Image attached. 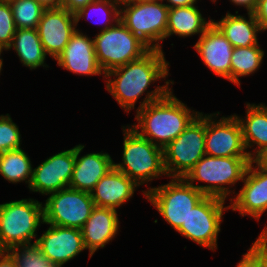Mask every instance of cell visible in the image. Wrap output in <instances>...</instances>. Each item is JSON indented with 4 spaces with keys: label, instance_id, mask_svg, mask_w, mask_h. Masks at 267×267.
Instances as JSON below:
<instances>
[{
    "label": "cell",
    "instance_id": "8",
    "mask_svg": "<svg viewBox=\"0 0 267 267\" xmlns=\"http://www.w3.org/2000/svg\"><path fill=\"white\" fill-rule=\"evenodd\" d=\"M169 8L162 0L120 5V21L151 49L162 51L166 40Z\"/></svg>",
    "mask_w": 267,
    "mask_h": 267
},
{
    "label": "cell",
    "instance_id": "12",
    "mask_svg": "<svg viewBox=\"0 0 267 267\" xmlns=\"http://www.w3.org/2000/svg\"><path fill=\"white\" fill-rule=\"evenodd\" d=\"M205 154L214 157H249L242 128L234 114L205 113Z\"/></svg>",
    "mask_w": 267,
    "mask_h": 267
},
{
    "label": "cell",
    "instance_id": "19",
    "mask_svg": "<svg viewBox=\"0 0 267 267\" xmlns=\"http://www.w3.org/2000/svg\"><path fill=\"white\" fill-rule=\"evenodd\" d=\"M120 214L121 211L111 208L98 206L93 208L90 217L81 228L84 246L89 252V259L99 249H104L107 244H111L120 234V229H122L120 228Z\"/></svg>",
    "mask_w": 267,
    "mask_h": 267
},
{
    "label": "cell",
    "instance_id": "25",
    "mask_svg": "<svg viewBox=\"0 0 267 267\" xmlns=\"http://www.w3.org/2000/svg\"><path fill=\"white\" fill-rule=\"evenodd\" d=\"M10 51H14L21 66L31 71L40 67L46 70L50 68L49 63H46L49 56L42 46L37 29H16L12 43L5 52Z\"/></svg>",
    "mask_w": 267,
    "mask_h": 267
},
{
    "label": "cell",
    "instance_id": "6",
    "mask_svg": "<svg viewBox=\"0 0 267 267\" xmlns=\"http://www.w3.org/2000/svg\"><path fill=\"white\" fill-rule=\"evenodd\" d=\"M205 195L184 178H169L167 183L146 192V199L165 223L176 232L186 222L191 210Z\"/></svg>",
    "mask_w": 267,
    "mask_h": 267
},
{
    "label": "cell",
    "instance_id": "31",
    "mask_svg": "<svg viewBox=\"0 0 267 267\" xmlns=\"http://www.w3.org/2000/svg\"><path fill=\"white\" fill-rule=\"evenodd\" d=\"M22 134L9 113L0 115V153L21 148Z\"/></svg>",
    "mask_w": 267,
    "mask_h": 267
},
{
    "label": "cell",
    "instance_id": "4",
    "mask_svg": "<svg viewBox=\"0 0 267 267\" xmlns=\"http://www.w3.org/2000/svg\"><path fill=\"white\" fill-rule=\"evenodd\" d=\"M251 161L250 157L204 155L184 179L205 196L230 201L237 192L236 187L242 183Z\"/></svg>",
    "mask_w": 267,
    "mask_h": 267
},
{
    "label": "cell",
    "instance_id": "18",
    "mask_svg": "<svg viewBox=\"0 0 267 267\" xmlns=\"http://www.w3.org/2000/svg\"><path fill=\"white\" fill-rule=\"evenodd\" d=\"M193 44L202 63L214 76L231 82V57L233 46L212 23Z\"/></svg>",
    "mask_w": 267,
    "mask_h": 267
},
{
    "label": "cell",
    "instance_id": "7",
    "mask_svg": "<svg viewBox=\"0 0 267 267\" xmlns=\"http://www.w3.org/2000/svg\"><path fill=\"white\" fill-rule=\"evenodd\" d=\"M93 36L96 58L104 73L138 60L151 50L120 20Z\"/></svg>",
    "mask_w": 267,
    "mask_h": 267
},
{
    "label": "cell",
    "instance_id": "24",
    "mask_svg": "<svg viewBox=\"0 0 267 267\" xmlns=\"http://www.w3.org/2000/svg\"><path fill=\"white\" fill-rule=\"evenodd\" d=\"M200 7V5H194L169 9L166 40L173 36L181 40L193 36L199 38L212 24L211 16L207 14L205 17L204 8Z\"/></svg>",
    "mask_w": 267,
    "mask_h": 267
},
{
    "label": "cell",
    "instance_id": "1",
    "mask_svg": "<svg viewBox=\"0 0 267 267\" xmlns=\"http://www.w3.org/2000/svg\"><path fill=\"white\" fill-rule=\"evenodd\" d=\"M165 54L160 49H151L140 59L105 73V90L127 115L162 99L173 89L175 81L168 79L172 75L171 65Z\"/></svg>",
    "mask_w": 267,
    "mask_h": 267
},
{
    "label": "cell",
    "instance_id": "38",
    "mask_svg": "<svg viewBox=\"0 0 267 267\" xmlns=\"http://www.w3.org/2000/svg\"><path fill=\"white\" fill-rule=\"evenodd\" d=\"M169 9L198 5L202 0H162Z\"/></svg>",
    "mask_w": 267,
    "mask_h": 267
},
{
    "label": "cell",
    "instance_id": "43",
    "mask_svg": "<svg viewBox=\"0 0 267 267\" xmlns=\"http://www.w3.org/2000/svg\"><path fill=\"white\" fill-rule=\"evenodd\" d=\"M113 1H115L116 3L121 5L123 3L130 2V1H133V0H113Z\"/></svg>",
    "mask_w": 267,
    "mask_h": 267
},
{
    "label": "cell",
    "instance_id": "46",
    "mask_svg": "<svg viewBox=\"0 0 267 267\" xmlns=\"http://www.w3.org/2000/svg\"><path fill=\"white\" fill-rule=\"evenodd\" d=\"M210 2H211L212 4H215V5H217V3H218V0H210Z\"/></svg>",
    "mask_w": 267,
    "mask_h": 267
},
{
    "label": "cell",
    "instance_id": "13",
    "mask_svg": "<svg viewBox=\"0 0 267 267\" xmlns=\"http://www.w3.org/2000/svg\"><path fill=\"white\" fill-rule=\"evenodd\" d=\"M242 186V187H241ZM229 210L238 212L260 224L267 211V170L252 160L240 184V189L229 201Z\"/></svg>",
    "mask_w": 267,
    "mask_h": 267
},
{
    "label": "cell",
    "instance_id": "9",
    "mask_svg": "<svg viewBox=\"0 0 267 267\" xmlns=\"http://www.w3.org/2000/svg\"><path fill=\"white\" fill-rule=\"evenodd\" d=\"M226 202L218 197L205 196L193 207L186 222L176 232L200 247L217 252L223 218L230 211Z\"/></svg>",
    "mask_w": 267,
    "mask_h": 267
},
{
    "label": "cell",
    "instance_id": "44",
    "mask_svg": "<svg viewBox=\"0 0 267 267\" xmlns=\"http://www.w3.org/2000/svg\"><path fill=\"white\" fill-rule=\"evenodd\" d=\"M3 55L4 53L0 50V65H4Z\"/></svg>",
    "mask_w": 267,
    "mask_h": 267
},
{
    "label": "cell",
    "instance_id": "14",
    "mask_svg": "<svg viewBox=\"0 0 267 267\" xmlns=\"http://www.w3.org/2000/svg\"><path fill=\"white\" fill-rule=\"evenodd\" d=\"M75 164V146L47 156L33 167L29 193L47 196L69 187Z\"/></svg>",
    "mask_w": 267,
    "mask_h": 267
},
{
    "label": "cell",
    "instance_id": "22",
    "mask_svg": "<svg viewBox=\"0 0 267 267\" xmlns=\"http://www.w3.org/2000/svg\"><path fill=\"white\" fill-rule=\"evenodd\" d=\"M245 113H233L238 119L245 148L251 160L267 149V104L245 102Z\"/></svg>",
    "mask_w": 267,
    "mask_h": 267
},
{
    "label": "cell",
    "instance_id": "42",
    "mask_svg": "<svg viewBox=\"0 0 267 267\" xmlns=\"http://www.w3.org/2000/svg\"><path fill=\"white\" fill-rule=\"evenodd\" d=\"M7 250L5 249V247L3 246V244L1 243V240H0V255L6 253Z\"/></svg>",
    "mask_w": 267,
    "mask_h": 267
},
{
    "label": "cell",
    "instance_id": "28",
    "mask_svg": "<svg viewBox=\"0 0 267 267\" xmlns=\"http://www.w3.org/2000/svg\"><path fill=\"white\" fill-rule=\"evenodd\" d=\"M74 14L76 28H80V22L90 21L89 24L95 22L99 26L96 28H99L98 32H100L110 28L120 20V4L113 0H94Z\"/></svg>",
    "mask_w": 267,
    "mask_h": 267
},
{
    "label": "cell",
    "instance_id": "15",
    "mask_svg": "<svg viewBox=\"0 0 267 267\" xmlns=\"http://www.w3.org/2000/svg\"><path fill=\"white\" fill-rule=\"evenodd\" d=\"M44 225L47 229L38 235L36 244L52 264L64 267L86 250L81 229Z\"/></svg>",
    "mask_w": 267,
    "mask_h": 267
},
{
    "label": "cell",
    "instance_id": "41",
    "mask_svg": "<svg viewBox=\"0 0 267 267\" xmlns=\"http://www.w3.org/2000/svg\"><path fill=\"white\" fill-rule=\"evenodd\" d=\"M254 161L263 169L267 170V149L261 152Z\"/></svg>",
    "mask_w": 267,
    "mask_h": 267
},
{
    "label": "cell",
    "instance_id": "48",
    "mask_svg": "<svg viewBox=\"0 0 267 267\" xmlns=\"http://www.w3.org/2000/svg\"><path fill=\"white\" fill-rule=\"evenodd\" d=\"M49 267H59V266L51 264Z\"/></svg>",
    "mask_w": 267,
    "mask_h": 267
},
{
    "label": "cell",
    "instance_id": "35",
    "mask_svg": "<svg viewBox=\"0 0 267 267\" xmlns=\"http://www.w3.org/2000/svg\"><path fill=\"white\" fill-rule=\"evenodd\" d=\"M236 267H261V264L256 256L247 249V252L242 253V257L236 263Z\"/></svg>",
    "mask_w": 267,
    "mask_h": 267
},
{
    "label": "cell",
    "instance_id": "30",
    "mask_svg": "<svg viewBox=\"0 0 267 267\" xmlns=\"http://www.w3.org/2000/svg\"><path fill=\"white\" fill-rule=\"evenodd\" d=\"M8 252L15 259L17 267H49L52 264L36 243L16 246Z\"/></svg>",
    "mask_w": 267,
    "mask_h": 267
},
{
    "label": "cell",
    "instance_id": "16",
    "mask_svg": "<svg viewBox=\"0 0 267 267\" xmlns=\"http://www.w3.org/2000/svg\"><path fill=\"white\" fill-rule=\"evenodd\" d=\"M56 65L68 73L82 77L101 76L104 80L105 73L98 64L93 37L86 31L76 28L62 53L57 57Z\"/></svg>",
    "mask_w": 267,
    "mask_h": 267
},
{
    "label": "cell",
    "instance_id": "27",
    "mask_svg": "<svg viewBox=\"0 0 267 267\" xmlns=\"http://www.w3.org/2000/svg\"><path fill=\"white\" fill-rule=\"evenodd\" d=\"M23 147L0 153V176L11 184L24 183L28 189L33 162Z\"/></svg>",
    "mask_w": 267,
    "mask_h": 267
},
{
    "label": "cell",
    "instance_id": "45",
    "mask_svg": "<svg viewBox=\"0 0 267 267\" xmlns=\"http://www.w3.org/2000/svg\"><path fill=\"white\" fill-rule=\"evenodd\" d=\"M135 2H146V1H156V0H133Z\"/></svg>",
    "mask_w": 267,
    "mask_h": 267
},
{
    "label": "cell",
    "instance_id": "26",
    "mask_svg": "<svg viewBox=\"0 0 267 267\" xmlns=\"http://www.w3.org/2000/svg\"><path fill=\"white\" fill-rule=\"evenodd\" d=\"M265 52L261 44L245 48L234 47L231 57V83L241 88L243 77L256 75L264 65Z\"/></svg>",
    "mask_w": 267,
    "mask_h": 267
},
{
    "label": "cell",
    "instance_id": "29",
    "mask_svg": "<svg viewBox=\"0 0 267 267\" xmlns=\"http://www.w3.org/2000/svg\"><path fill=\"white\" fill-rule=\"evenodd\" d=\"M17 29H36L45 8L36 0H9Z\"/></svg>",
    "mask_w": 267,
    "mask_h": 267
},
{
    "label": "cell",
    "instance_id": "21",
    "mask_svg": "<svg viewBox=\"0 0 267 267\" xmlns=\"http://www.w3.org/2000/svg\"><path fill=\"white\" fill-rule=\"evenodd\" d=\"M140 187L126 174L114 167L104 175L91 192L95 206L119 211L126 203L133 200Z\"/></svg>",
    "mask_w": 267,
    "mask_h": 267
},
{
    "label": "cell",
    "instance_id": "20",
    "mask_svg": "<svg viewBox=\"0 0 267 267\" xmlns=\"http://www.w3.org/2000/svg\"><path fill=\"white\" fill-rule=\"evenodd\" d=\"M86 145H75V164L70 188L91 193L95 185L114 167V158L101 150L82 154Z\"/></svg>",
    "mask_w": 267,
    "mask_h": 267
},
{
    "label": "cell",
    "instance_id": "40",
    "mask_svg": "<svg viewBox=\"0 0 267 267\" xmlns=\"http://www.w3.org/2000/svg\"><path fill=\"white\" fill-rule=\"evenodd\" d=\"M41 4L45 9L49 8H60L62 0H36Z\"/></svg>",
    "mask_w": 267,
    "mask_h": 267
},
{
    "label": "cell",
    "instance_id": "32",
    "mask_svg": "<svg viewBox=\"0 0 267 267\" xmlns=\"http://www.w3.org/2000/svg\"><path fill=\"white\" fill-rule=\"evenodd\" d=\"M16 29L9 0H0V50L3 53L11 45Z\"/></svg>",
    "mask_w": 267,
    "mask_h": 267
},
{
    "label": "cell",
    "instance_id": "3",
    "mask_svg": "<svg viewBox=\"0 0 267 267\" xmlns=\"http://www.w3.org/2000/svg\"><path fill=\"white\" fill-rule=\"evenodd\" d=\"M122 155L121 160H114V168L126 174L139 187L142 197L146 198V192L150 191L153 181L161 177L168 179L164 167L163 148L140 136L128 124L122 125ZM156 179V180H155Z\"/></svg>",
    "mask_w": 267,
    "mask_h": 267
},
{
    "label": "cell",
    "instance_id": "5",
    "mask_svg": "<svg viewBox=\"0 0 267 267\" xmlns=\"http://www.w3.org/2000/svg\"><path fill=\"white\" fill-rule=\"evenodd\" d=\"M44 225L43 202L32 197L0 203V240L5 249L36 243Z\"/></svg>",
    "mask_w": 267,
    "mask_h": 267
},
{
    "label": "cell",
    "instance_id": "33",
    "mask_svg": "<svg viewBox=\"0 0 267 267\" xmlns=\"http://www.w3.org/2000/svg\"><path fill=\"white\" fill-rule=\"evenodd\" d=\"M257 236L248 249L256 256L261 267H267V224Z\"/></svg>",
    "mask_w": 267,
    "mask_h": 267
},
{
    "label": "cell",
    "instance_id": "34",
    "mask_svg": "<svg viewBox=\"0 0 267 267\" xmlns=\"http://www.w3.org/2000/svg\"><path fill=\"white\" fill-rule=\"evenodd\" d=\"M260 25L261 31H267V0H258L257 7L253 12Z\"/></svg>",
    "mask_w": 267,
    "mask_h": 267
},
{
    "label": "cell",
    "instance_id": "17",
    "mask_svg": "<svg viewBox=\"0 0 267 267\" xmlns=\"http://www.w3.org/2000/svg\"><path fill=\"white\" fill-rule=\"evenodd\" d=\"M36 29L45 52L55 61L76 31L75 14L63 7L45 9Z\"/></svg>",
    "mask_w": 267,
    "mask_h": 267
},
{
    "label": "cell",
    "instance_id": "10",
    "mask_svg": "<svg viewBox=\"0 0 267 267\" xmlns=\"http://www.w3.org/2000/svg\"><path fill=\"white\" fill-rule=\"evenodd\" d=\"M205 154V113L200 112L185 130L163 148L168 178H184Z\"/></svg>",
    "mask_w": 267,
    "mask_h": 267
},
{
    "label": "cell",
    "instance_id": "47",
    "mask_svg": "<svg viewBox=\"0 0 267 267\" xmlns=\"http://www.w3.org/2000/svg\"><path fill=\"white\" fill-rule=\"evenodd\" d=\"M3 66H4V65H0V77H1V75H2V71L4 70V69H3Z\"/></svg>",
    "mask_w": 267,
    "mask_h": 267
},
{
    "label": "cell",
    "instance_id": "37",
    "mask_svg": "<svg viewBox=\"0 0 267 267\" xmlns=\"http://www.w3.org/2000/svg\"><path fill=\"white\" fill-rule=\"evenodd\" d=\"M93 1L94 0H62L61 7L69 12L76 13L79 9Z\"/></svg>",
    "mask_w": 267,
    "mask_h": 267
},
{
    "label": "cell",
    "instance_id": "23",
    "mask_svg": "<svg viewBox=\"0 0 267 267\" xmlns=\"http://www.w3.org/2000/svg\"><path fill=\"white\" fill-rule=\"evenodd\" d=\"M220 19H212V23L227 38L233 47H249L258 45L259 34H262L254 13L235 12L229 10ZM247 15V17H246Z\"/></svg>",
    "mask_w": 267,
    "mask_h": 267
},
{
    "label": "cell",
    "instance_id": "39",
    "mask_svg": "<svg viewBox=\"0 0 267 267\" xmlns=\"http://www.w3.org/2000/svg\"><path fill=\"white\" fill-rule=\"evenodd\" d=\"M0 267H17L15 259L8 251L0 255Z\"/></svg>",
    "mask_w": 267,
    "mask_h": 267
},
{
    "label": "cell",
    "instance_id": "11",
    "mask_svg": "<svg viewBox=\"0 0 267 267\" xmlns=\"http://www.w3.org/2000/svg\"><path fill=\"white\" fill-rule=\"evenodd\" d=\"M47 196L43 202L46 224L81 229L95 207L91 193L70 187Z\"/></svg>",
    "mask_w": 267,
    "mask_h": 267
},
{
    "label": "cell",
    "instance_id": "36",
    "mask_svg": "<svg viewBox=\"0 0 267 267\" xmlns=\"http://www.w3.org/2000/svg\"><path fill=\"white\" fill-rule=\"evenodd\" d=\"M228 2L237 9L235 12H239L241 8L245 9L246 13H253L257 7L258 0H228Z\"/></svg>",
    "mask_w": 267,
    "mask_h": 267
},
{
    "label": "cell",
    "instance_id": "2",
    "mask_svg": "<svg viewBox=\"0 0 267 267\" xmlns=\"http://www.w3.org/2000/svg\"><path fill=\"white\" fill-rule=\"evenodd\" d=\"M200 112L187 106L172 89L162 99L134 112L136 122L128 125L143 138L164 148L176 139Z\"/></svg>",
    "mask_w": 267,
    "mask_h": 267
}]
</instances>
